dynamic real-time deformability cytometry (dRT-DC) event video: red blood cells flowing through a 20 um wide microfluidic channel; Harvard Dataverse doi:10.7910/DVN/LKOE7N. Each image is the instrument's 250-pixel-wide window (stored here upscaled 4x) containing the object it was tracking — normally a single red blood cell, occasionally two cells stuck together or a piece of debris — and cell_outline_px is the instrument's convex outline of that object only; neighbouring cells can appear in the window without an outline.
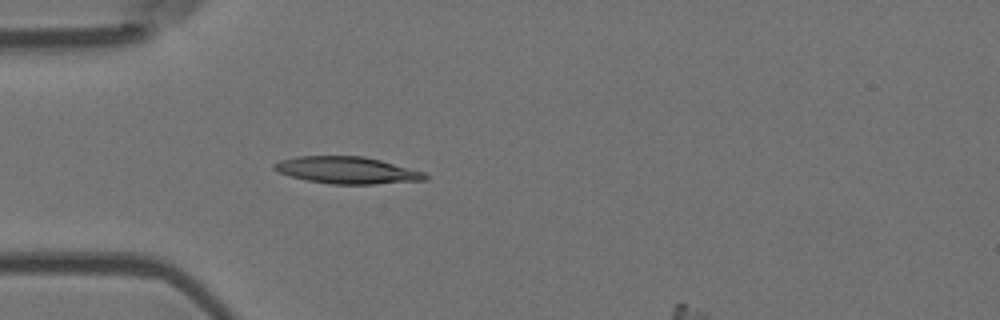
{"species": "Egyptian fruit bat (a non-hibernating species)", "species_latin": "Rousettus aegyptiacus", "temperature_condition": "room temperature", "stored_images_in_passage": 3, "camera_frame_rate_fps": 3000, "um_per_image_px": 0.085, "animal": {"sex": "female"}, "frame": {"image": 1, "passage_image": 3, "time_ms": 0.667, "image_size_px": [1000, 320], "cell_outline_px": [[428, 180], [376, 184], [332, 184], [308, 180], [292, 176], [280, 172], [272, 168], [272, 164], [280, 160], [296, 156], [364, 156], [380, 160], [424, 172], [428, 176]], "centroid_in_image_um": [29.51, 14.46], "position_along_channel_um": 55.5, "area_um2": 23.58}}